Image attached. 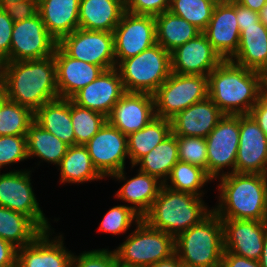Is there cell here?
Segmentation results:
<instances>
[{
  "label": "cell",
  "instance_id": "49",
  "mask_svg": "<svg viewBox=\"0 0 267 267\" xmlns=\"http://www.w3.org/2000/svg\"><path fill=\"white\" fill-rule=\"evenodd\" d=\"M221 267H261L257 260L223 251Z\"/></svg>",
  "mask_w": 267,
  "mask_h": 267
},
{
  "label": "cell",
  "instance_id": "22",
  "mask_svg": "<svg viewBox=\"0 0 267 267\" xmlns=\"http://www.w3.org/2000/svg\"><path fill=\"white\" fill-rule=\"evenodd\" d=\"M49 232L43 231L31 244L17 249V267H71L73 254L63 246V237L51 240Z\"/></svg>",
  "mask_w": 267,
  "mask_h": 267
},
{
  "label": "cell",
  "instance_id": "6",
  "mask_svg": "<svg viewBox=\"0 0 267 267\" xmlns=\"http://www.w3.org/2000/svg\"><path fill=\"white\" fill-rule=\"evenodd\" d=\"M116 68L125 92L153 95L172 73L171 53L156 43L138 55L122 60Z\"/></svg>",
  "mask_w": 267,
  "mask_h": 267
},
{
  "label": "cell",
  "instance_id": "43",
  "mask_svg": "<svg viewBox=\"0 0 267 267\" xmlns=\"http://www.w3.org/2000/svg\"><path fill=\"white\" fill-rule=\"evenodd\" d=\"M171 0H125V11L135 15L156 16L169 10Z\"/></svg>",
  "mask_w": 267,
  "mask_h": 267
},
{
  "label": "cell",
  "instance_id": "13",
  "mask_svg": "<svg viewBox=\"0 0 267 267\" xmlns=\"http://www.w3.org/2000/svg\"><path fill=\"white\" fill-rule=\"evenodd\" d=\"M31 171L0 174V206L28 216L42 231L51 230L33 193Z\"/></svg>",
  "mask_w": 267,
  "mask_h": 267
},
{
  "label": "cell",
  "instance_id": "18",
  "mask_svg": "<svg viewBox=\"0 0 267 267\" xmlns=\"http://www.w3.org/2000/svg\"><path fill=\"white\" fill-rule=\"evenodd\" d=\"M222 61L202 32L171 52V71L181 75L208 76Z\"/></svg>",
  "mask_w": 267,
  "mask_h": 267
},
{
  "label": "cell",
  "instance_id": "2",
  "mask_svg": "<svg viewBox=\"0 0 267 267\" xmlns=\"http://www.w3.org/2000/svg\"><path fill=\"white\" fill-rule=\"evenodd\" d=\"M262 93V72L230 60H223L208 75V97L224 114H249Z\"/></svg>",
  "mask_w": 267,
  "mask_h": 267
},
{
  "label": "cell",
  "instance_id": "28",
  "mask_svg": "<svg viewBox=\"0 0 267 267\" xmlns=\"http://www.w3.org/2000/svg\"><path fill=\"white\" fill-rule=\"evenodd\" d=\"M138 171L135 177L122 185L116 196L132 204V208L143 217L152 207L163 183L154 176Z\"/></svg>",
  "mask_w": 267,
  "mask_h": 267
},
{
  "label": "cell",
  "instance_id": "48",
  "mask_svg": "<svg viewBox=\"0 0 267 267\" xmlns=\"http://www.w3.org/2000/svg\"><path fill=\"white\" fill-rule=\"evenodd\" d=\"M0 267H17V248L0 238Z\"/></svg>",
  "mask_w": 267,
  "mask_h": 267
},
{
  "label": "cell",
  "instance_id": "11",
  "mask_svg": "<svg viewBox=\"0 0 267 267\" xmlns=\"http://www.w3.org/2000/svg\"><path fill=\"white\" fill-rule=\"evenodd\" d=\"M57 45L37 13L34 17L14 22L10 54L3 62L47 58L54 55Z\"/></svg>",
  "mask_w": 267,
  "mask_h": 267
},
{
  "label": "cell",
  "instance_id": "23",
  "mask_svg": "<svg viewBox=\"0 0 267 267\" xmlns=\"http://www.w3.org/2000/svg\"><path fill=\"white\" fill-rule=\"evenodd\" d=\"M225 114L207 97L179 112L171 119L176 136L206 138Z\"/></svg>",
  "mask_w": 267,
  "mask_h": 267
},
{
  "label": "cell",
  "instance_id": "12",
  "mask_svg": "<svg viewBox=\"0 0 267 267\" xmlns=\"http://www.w3.org/2000/svg\"><path fill=\"white\" fill-rule=\"evenodd\" d=\"M240 115L225 114L211 133L205 138L207 143V174L215 180L225 167L231 166L235 172L239 146Z\"/></svg>",
  "mask_w": 267,
  "mask_h": 267
},
{
  "label": "cell",
  "instance_id": "27",
  "mask_svg": "<svg viewBox=\"0 0 267 267\" xmlns=\"http://www.w3.org/2000/svg\"><path fill=\"white\" fill-rule=\"evenodd\" d=\"M230 61L259 72L267 67V27L261 21L240 32L237 52Z\"/></svg>",
  "mask_w": 267,
  "mask_h": 267
},
{
  "label": "cell",
  "instance_id": "20",
  "mask_svg": "<svg viewBox=\"0 0 267 267\" xmlns=\"http://www.w3.org/2000/svg\"><path fill=\"white\" fill-rule=\"evenodd\" d=\"M125 93L117 68L104 70L93 82L79 90L70 99L76 105L104 114H110L115 103Z\"/></svg>",
  "mask_w": 267,
  "mask_h": 267
},
{
  "label": "cell",
  "instance_id": "38",
  "mask_svg": "<svg viewBox=\"0 0 267 267\" xmlns=\"http://www.w3.org/2000/svg\"><path fill=\"white\" fill-rule=\"evenodd\" d=\"M215 5L213 0H171L169 11L203 32L210 22Z\"/></svg>",
  "mask_w": 267,
  "mask_h": 267
},
{
  "label": "cell",
  "instance_id": "4",
  "mask_svg": "<svg viewBox=\"0 0 267 267\" xmlns=\"http://www.w3.org/2000/svg\"><path fill=\"white\" fill-rule=\"evenodd\" d=\"M202 201L199 196L175 191L163 184L143 220L151 228L166 232L175 238L199 224L213 211L208 210Z\"/></svg>",
  "mask_w": 267,
  "mask_h": 267
},
{
  "label": "cell",
  "instance_id": "26",
  "mask_svg": "<svg viewBox=\"0 0 267 267\" xmlns=\"http://www.w3.org/2000/svg\"><path fill=\"white\" fill-rule=\"evenodd\" d=\"M34 121L67 145H75L71 99L59 97L46 102L34 112Z\"/></svg>",
  "mask_w": 267,
  "mask_h": 267
},
{
  "label": "cell",
  "instance_id": "53",
  "mask_svg": "<svg viewBox=\"0 0 267 267\" xmlns=\"http://www.w3.org/2000/svg\"><path fill=\"white\" fill-rule=\"evenodd\" d=\"M260 21L267 27V3L259 12Z\"/></svg>",
  "mask_w": 267,
  "mask_h": 267
},
{
  "label": "cell",
  "instance_id": "17",
  "mask_svg": "<svg viewBox=\"0 0 267 267\" xmlns=\"http://www.w3.org/2000/svg\"><path fill=\"white\" fill-rule=\"evenodd\" d=\"M155 117L152 94L125 92L107 116V122L128 136L141 130Z\"/></svg>",
  "mask_w": 267,
  "mask_h": 267
},
{
  "label": "cell",
  "instance_id": "57",
  "mask_svg": "<svg viewBox=\"0 0 267 267\" xmlns=\"http://www.w3.org/2000/svg\"><path fill=\"white\" fill-rule=\"evenodd\" d=\"M213 1H215L217 3V2H223V1H226V0H213Z\"/></svg>",
  "mask_w": 267,
  "mask_h": 267
},
{
  "label": "cell",
  "instance_id": "47",
  "mask_svg": "<svg viewBox=\"0 0 267 267\" xmlns=\"http://www.w3.org/2000/svg\"><path fill=\"white\" fill-rule=\"evenodd\" d=\"M249 114L267 136V94L265 92L262 93V96L258 99Z\"/></svg>",
  "mask_w": 267,
  "mask_h": 267
},
{
  "label": "cell",
  "instance_id": "50",
  "mask_svg": "<svg viewBox=\"0 0 267 267\" xmlns=\"http://www.w3.org/2000/svg\"><path fill=\"white\" fill-rule=\"evenodd\" d=\"M151 267H184L179 257L174 253L169 258L160 260Z\"/></svg>",
  "mask_w": 267,
  "mask_h": 267
},
{
  "label": "cell",
  "instance_id": "1",
  "mask_svg": "<svg viewBox=\"0 0 267 267\" xmlns=\"http://www.w3.org/2000/svg\"><path fill=\"white\" fill-rule=\"evenodd\" d=\"M2 95L35 112L59 98L54 55L37 60L2 62Z\"/></svg>",
  "mask_w": 267,
  "mask_h": 267
},
{
  "label": "cell",
  "instance_id": "37",
  "mask_svg": "<svg viewBox=\"0 0 267 267\" xmlns=\"http://www.w3.org/2000/svg\"><path fill=\"white\" fill-rule=\"evenodd\" d=\"M107 122V117L97 111L83 108L71 101V123L75 145H85Z\"/></svg>",
  "mask_w": 267,
  "mask_h": 267
},
{
  "label": "cell",
  "instance_id": "21",
  "mask_svg": "<svg viewBox=\"0 0 267 267\" xmlns=\"http://www.w3.org/2000/svg\"><path fill=\"white\" fill-rule=\"evenodd\" d=\"M54 60L60 98L70 99L104 71L101 66L71 58L58 45L54 51Z\"/></svg>",
  "mask_w": 267,
  "mask_h": 267
},
{
  "label": "cell",
  "instance_id": "25",
  "mask_svg": "<svg viewBox=\"0 0 267 267\" xmlns=\"http://www.w3.org/2000/svg\"><path fill=\"white\" fill-rule=\"evenodd\" d=\"M125 12V0H80L79 28L113 33Z\"/></svg>",
  "mask_w": 267,
  "mask_h": 267
},
{
  "label": "cell",
  "instance_id": "46",
  "mask_svg": "<svg viewBox=\"0 0 267 267\" xmlns=\"http://www.w3.org/2000/svg\"><path fill=\"white\" fill-rule=\"evenodd\" d=\"M236 17L240 32L245 27L256 26L260 22L259 13L236 2Z\"/></svg>",
  "mask_w": 267,
  "mask_h": 267
},
{
  "label": "cell",
  "instance_id": "19",
  "mask_svg": "<svg viewBox=\"0 0 267 267\" xmlns=\"http://www.w3.org/2000/svg\"><path fill=\"white\" fill-rule=\"evenodd\" d=\"M224 250L252 260H259L267 221L221 219Z\"/></svg>",
  "mask_w": 267,
  "mask_h": 267
},
{
  "label": "cell",
  "instance_id": "31",
  "mask_svg": "<svg viewBox=\"0 0 267 267\" xmlns=\"http://www.w3.org/2000/svg\"><path fill=\"white\" fill-rule=\"evenodd\" d=\"M172 133L171 120L155 117L141 130L127 136L132 167Z\"/></svg>",
  "mask_w": 267,
  "mask_h": 267
},
{
  "label": "cell",
  "instance_id": "32",
  "mask_svg": "<svg viewBox=\"0 0 267 267\" xmlns=\"http://www.w3.org/2000/svg\"><path fill=\"white\" fill-rule=\"evenodd\" d=\"M42 232L28 216L0 206V238L17 249L31 244Z\"/></svg>",
  "mask_w": 267,
  "mask_h": 267
},
{
  "label": "cell",
  "instance_id": "15",
  "mask_svg": "<svg viewBox=\"0 0 267 267\" xmlns=\"http://www.w3.org/2000/svg\"><path fill=\"white\" fill-rule=\"evenodd\" d=\"M235 172L267 175V136L250 114L240 115Z\"/></svg>",
  "mask_w": 267,
  "mask_h": 267
},
{
  "label": "cell",
  "instance_id": "3",
  "mask_svg": "<svg viewBox=\"0 0 267 267\" xmlns=\"http://www.w3.org/2000/svg\"><path fill=\"white\" fill-rule=\"evenodd\" d=\"M220 179L212 209L220 219L267 221V175L222 172Z\"/></svg>",
  "mask_w": 267,
  "mask_h": 267
},
{
  "label": "cell",
  "instance_id": "40",
  "mask_svg": "<svg viewBox=\"0 0 267 267\" xmlns=\"http://www.w3.org/2000/svg\"><path fill=\"white\" fill-rule=\"evenodd\" d=\"M178 159L207 172V143L203 137L177 136Z\"/></svg>",
  "mask_w": 267,
  "mask_h": 267
},
{
  "label": "cell",
  "instance_id": "36",
  "mask_svg": "<svg viewBox=\"0 0 267 267\" xmlns=\"http://www.w3.org/2000/svg\"><path fill=\"white\" fill-rule=\"evenodd\" d=\"M168 179H170L171 184L168 185V182H165L164 186L169 189L190 193L199 197L202 196L200 189L204 184L213 180L204 169L181 161H178L173 166Z\"/></svg>",
  "mask_w": 267,
  "mask_h": 267
},
{
  "label": "cell",
  "instance_id": "41",
  "mask_svg": "<svg viewBox=\"0 0 267 267\" xmlns=\"http://www.w3.org/2000/svg\"><path fill=\"white\" fill-rule=\"evenodd\" d=\"M27 158L26 135L0 136V168Z\"/></svg>",
  "mask_w": 267,
  "mask_h": 267
},
{
  "label": "cell",
  "instance_id": "14",
  "mask_svg": "<svg viewBox=\"0 0 267 267\" xmlns=\"http://www.w3.org/2000/svg\"><path fill=\"white\" fill-rule=\"evenodd\" d=\"M113 34L117 66L122 60L136 56L157 43L155 18L125 11Z\"/></svg>",
  "mask_w": 267,
  "mask_h": 267
},
{
  "label": "cell",
  "instance_id": "5",
  "mask_svg": "<svg viewBox=\"0 0 267 267\" xmlns=\"http://www.w3.org/2000/svg\"><path fill=\"white\" fill-rule=\"evenodd\" d=\"M174 246L184 267H221L224 251L222 220L212 211L199 224L177 235Z\"/></svg>",
  "mask_w": 267,
  "mask_h": 267
},
{
  "label": "cell",
  "instance_id": "35",
  "mask_svg": "<svg viewBox=\"0 0 267 267\" xmlns=\"http://www.w3.org/2000/svg\"><path fill=\"white\" fill-rule=\"evenodd\" d=\"M34 121V112L23 105L0 97V136L27 135L29 125Z\"/></svg>",
  "mask_w": 267,
  "mask_h": 267
},
{
  "label": "cell",
  "instance_id": "42",
  "mask_svg": "<svg viewBox=\"0 0 267 267\" xmlns=\"http://www.w3.org/2000/svg\"><path fill=\"white\" fill-rule=\"evenodd\" d=\"M71 267H120L114 251L92 250L72 255Z\"/></svg>",
  "mask_w": 267,
  "mask_h": 267
},
{
  "label": "cell",
  "instance_id": "56",
  "mask_svg": "<svg viewBox=\"0 0 267 267\" xmlns=\"http://www.w3.org/2000/svg\"><path fill=\"white\" fill-rule=\"evenodd\" d=\"M2 96V78L0 74V97Z\"/></svg>",
  "mask_w": 267,
  "mask_h": 267
},
{
  "label": "cell",
  "instance_id": "54",
  "mask_svg": "<svg viewBox=\"0 0 267 267\" xmlns=\"http://www.w3.org/2000/svg\"><path fill=\"white\" fill-rule=\"evenodd\" d=\"M263 92H267V67L262 71Z\"/></svg>",
  "mask_w": 267,
  "mask_h": 267
},
{
  "label": "cell",
  "instance_id": "8",
  "mask_svg": "<svg viewBox=\"0 0 267 267\" xmlns=\"http://www.w3.org/2000/svg\"><path fill=\"white\" fill-rule=\"evenodd\" d=\"M156 117L171 120L208 97V76L172 72L153 94Z\"/></svg>",
  "mask_w": 267,
  "mask_h": 267
},
{
  "label": "cell",
  "instance_id": "52",
  "mask_svg": "<svg viewBox=\"0 0 267 267\" xmlns=\"http://www.w3.org/2000/svg\"><path fill=\"white\" fill-rule=\"evenodd\" d=\"M258 262L261 267H267V230L264 236L262 253Z\"/></svg>",
  "mask_w": 267,
  "mask_h": 267
},
{
  "label": "cell",
  "instance_id": "9",
  "mask_svg": "<svg viewBox=\"0 0 267 267\" xmlns=\"http://www.w3.org/2000/svg\"><path fill=\"white\" fill-rule=\"evenodd\" d=\"M97 171L103 176L125 180V159L129 158L127 136L106 122L84 145Z\"/></svg>",
  "mask_w": 267,
  "mask_h": 267
},
{
  "label": "cell",
  "instance_id": "39",
  "mask_svg": "<svg viewBox=\"0 0 267 267\" xmlns=\"http://www.w3.org/2000/svg\"><path fill=\"white\" fill-rule=\"evenodd\" d=\"M143 217L139 215L132 206L118 205L111 208L102 219L99 230L106 233L119 235L125 233L131 226L133 220L138 224Z\"/></svg>",
  "mask_w": 267,
  "mask_h": 267
},
{
  "label": "cell",
  "instance_id": "33",
  "mask_svg": "<svg viewBox=\"0 0 267 267\" xmlns=\"http://www.w3.org/2000/svg\"><path fill=\"white\" fill-rule=\"evenodd\" d=\"M58 166L62 183H83L104 178L94 167L84 145L69 146Z\"/></svg>",
  "mask_w": 267,
  "mask_h": 267
},
{
  "label": "cell",
  "instance_id": "45",
  "mask_svg": "<svg viewBox=\"0 0 267 267\" xmlns=\"http://www.w3.org/2000/svg\"><path fill=\"white\" fill-rule=\"evenodd\" d=\"M14 22L0 7V64L9 56Z\"/></svg>",
  "mask_w": 267,
  "mask_h": 267
},
{
  "label": "cell",
  "instance_id": "29",
  "mask_svg": "<svg viewBox=\"0 0 267 267\" xmlns=\"http://www.w3.org/2000/svg\"><path fill=\"white\" fill-rule=\"evenodd\" d=\"M154 18L156 42L169 53L202 33L196 26L169 10L154 16Z\"/></svg>",
  "mask_w": 267,
  "mask_h": 267
},
{
  "label": "cell",
  "instance_id": "34",
  "mask_svg": "<svg viewBox=\"0 0 267 267\" xmlns=\"http://www.w3.org/2000/svg\"><path fill=\"white\" fill-rule=\"evenodd\" d=\"M27 155L59 165L69 145L33 121L26 135Z\"/></svg>",
  "mask_w": 267,
  "mask_h": 267
},
{
  "label": "cell",
  "instance_id": "10",
  "mask_svg": "<svg viewBox=\"0 0 267 267\" xmlns=\"http://www.w3.org/2000/svg\"><path fill=\"white\" fill-rule=\"evenodd\" d=\"M58 46L71 58L101 66L104 70L116 67L113 33L78 28L64 36Z\"/></svg>",
  "mask_w": 267,
  "mask_h": 267
},
{
  "label": "cell",
  "instance_id": "24",
  "mask_svg": "<svg viewBox=\"0 0 267 267\" xmlns=\"http://www.w3.org/2000/svg\"><path fill=\"white\" fill-rule=\"evenodd\" d=\"M79 8L80 0H38V14L57 42L79 28Z\"/></svg>",
  "mask_w": 267,
  "mask_h": 267
},
{
  "label": "cell",
  "instance_id": "30",
  "mask_svg": "<svg viewBox=\"0 0 267 267\" xmlns=\"http://www.w3.org/2000/svg\"><path fill=\"white\" fill-rule=\"evenodd\" d=\"M178 161L177 136L171 133L135 165L140 164V171L156 177L164 184Z\"/></svg>",
  "mask_w": 267,
  "mask_h": 267
},
{
  "label": "cell",
  "instance_id": "16",
  "mask_svg": "<svg viewBox=\"0 0 267 267\" xmlns=\"http://www.w3.org/2000/svg\"><path fill=\"white\" fill-rule=\"evenodd\" d=\"M213 49L223 60H230L236 54L240 42V30L236 17V1L217 2L203 31Z\"/></svg>",
  "mask_w": 267,
  "mask_h": 267
},
{
  "label": "cell",
  "instance_id": "55",
  "mask_svg": "<svg viewBox=\"0 0 267 267\" xmlns=\"http://www.w3.org/2000/svg\"><path fill=\"white\" fill-rule=\"evenodd\" d=\"M25 0H0V7H4L6 4H11V3H17V2H22Z\"/></svg>",
  "mask_w": 267,
  "mask_h": 267
},
{
  "label": "cell",
  "instance_id": "51",
  "mask_svg": "<svg viewBox=\"0 0 267 267\" xmlns=\"http://www.w3.org/2000/svg\"><path fill=\"white\" fill-rule=\"evenodd\" d=\"M244 7L250 8L252 11L260 12L267 3V0H235Z\"/></svg>",
  "mask_w": 267,
  "mask_h": 267
},
{
  "label": "cell",
  "instance_id": "7",
  "mask_svg": "<svg viewBox=\"0 0 267 267\" xmlns=\"http://www.w3.org/2000/svg\"><path fill=\"white\" fill-rule=\"evenodd\" d=\"M114 253L119 266L151 267L175 253L174 237L151 228L143 219Z\"/></svg>",
  "mask_w": 267,
  "mask_h": 267
},
{
  "label": "cell",
  "instance_id": "44",
  "mask_svg": "<svg viewBox=\"0 0 267 267\" xmlns=\"http://www.w3.org/2000/svg\"><path fill=\"white\" fill-rule=\"evenodd\" d=\"M3 9L13 22L23 21L34 17L38 13V0H25L22 2L6 4Z\"/></svg>",
  "mask_w": 267,
  "mask_h": 267
}]
</instances>
